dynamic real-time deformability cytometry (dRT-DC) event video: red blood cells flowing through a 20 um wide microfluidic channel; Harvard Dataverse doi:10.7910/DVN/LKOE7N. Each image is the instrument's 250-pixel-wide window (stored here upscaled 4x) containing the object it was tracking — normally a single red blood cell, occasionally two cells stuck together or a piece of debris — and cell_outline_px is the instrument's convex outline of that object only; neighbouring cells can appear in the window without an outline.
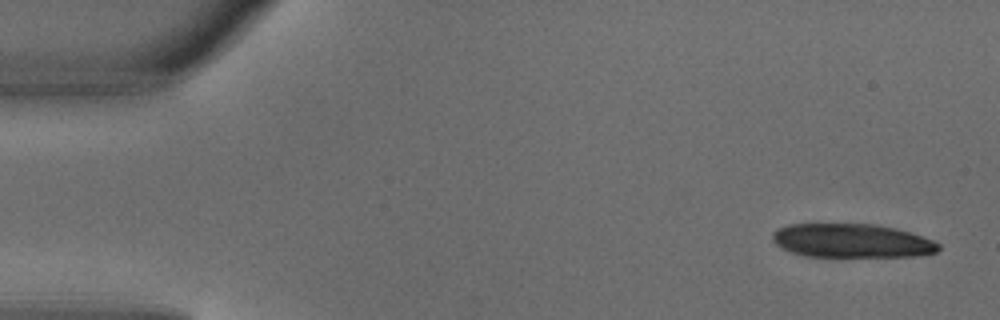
{"species": "common noctule bat (a hibernating species)", "species_latin": "Nyctalus noctula", "temperature_condition": "warm", "stored_images_in_passage": 4, "camera_frame_rate_fps": 3000, "um_per_image_px": 0.085, "animal": {"sex": "male", "body_mass_g": 18.8}, "frame": {"image": 1, "passage_image": 1, "time_ms": 0.0, "image_size_px": [1000, 320], "cell_outline_px": [[940, 248], [936, 252], [916, 256], [804, 256], [780, 248], [772, 240], [772, 232], [788, 224], [876, 224], [896, 228], [932, 240], [940, 244]], "centroid_in_image_um": [72.37, 20.46], "position_along_channel_um": 12.6, "area_um2": 32.6}}
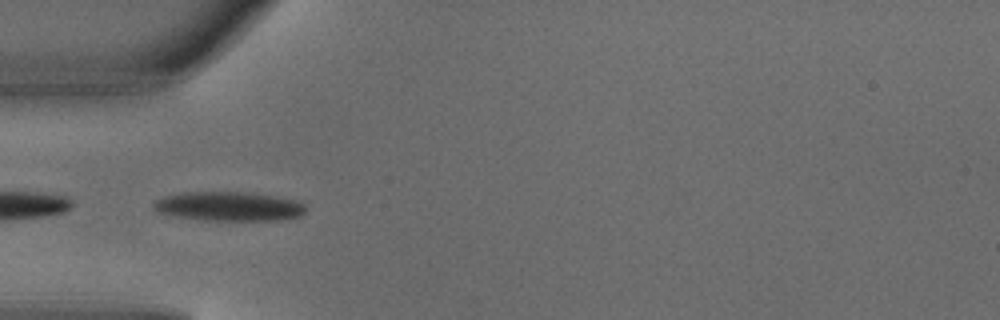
{"frame": {"image": 2, "passage_image": 4, "time_ms": 1.0, "image_size_px": [1000, 320], "cell_outline_px": [[308, 208], [300, 216], [280, 220], [204, 220], [176, 216], [156, 212], [152, 208], [152, 204], [156, 200], [164, 196], [188, 192], [244, 192], [276, 196], [296, 200], [304, 204]], "centroid_in_image_um": [19.46, 17.54], "position_along_channel_um": 65.5, "area_um2": 25.95}}